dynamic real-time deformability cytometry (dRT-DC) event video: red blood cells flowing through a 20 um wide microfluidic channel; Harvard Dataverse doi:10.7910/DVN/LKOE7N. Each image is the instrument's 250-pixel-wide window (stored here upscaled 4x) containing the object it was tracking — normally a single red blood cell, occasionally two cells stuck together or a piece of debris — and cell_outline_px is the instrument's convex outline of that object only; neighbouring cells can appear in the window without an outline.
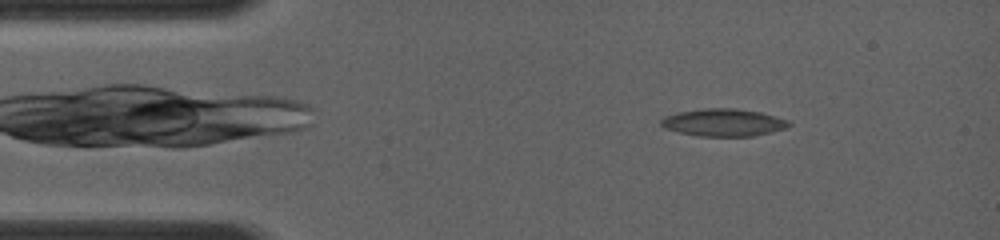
{"species": "common noctule bat (a hibernating species)", "species_latin": "Nyctalus noctula", "temperature_condition": "room temperature", "stored_images_in_passage": 23, "camera_frame_rate_fps": 4000, "um_per_image_px": 0.085, "animal": {"sex": "female", "body_mass_g": 19.0, "forearm_length_mm": 56.7}, "frame": {"image": 1, "passage_image": 6, "time_ms": 1.75, "image_size_px": [1000, 240], "cell_outline_px": [[792, 124], [788, 128], [772, 132], [752, 136], [696, 136], [664, 128], [660, 124], [660, 120], [664, 116], [676, 112], [704, 108], [736, 108], [760, 112], [788, 120]], "centroid_in_image_um": [61.49, 10.41], "position_along_channel_um": 23.5, "area_um2": 20.63}}